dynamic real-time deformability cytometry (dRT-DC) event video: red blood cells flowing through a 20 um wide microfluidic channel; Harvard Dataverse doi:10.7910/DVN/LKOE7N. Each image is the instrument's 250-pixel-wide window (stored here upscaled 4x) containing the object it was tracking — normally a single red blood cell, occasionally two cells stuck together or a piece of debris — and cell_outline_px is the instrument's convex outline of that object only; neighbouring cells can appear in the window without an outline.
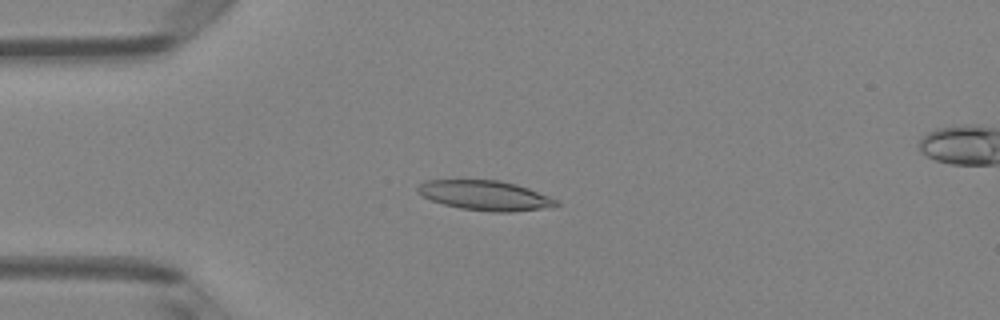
{"species": "Egyptian fruit bat (a non-hibernating species)", "species_latin": "Rousettus aegyptiacus", "temperature_condition": "room temperature", "stored_images_in_passage": 50, "camera_frame_rate_fps": 3000, "um_per_image_px": 0.085, "animal": {"sex": "female"}, "frame": {"image": 1, "passage_image": 13, "time_ms": 4.0, "image_size_px": [1000, 320], "cell_outline_px": [[560, 204], [556, 208], [512, 212], [492, 212], [460, 208], [444, 204], [432, 200], [416, 192], [416, 188], [424, 180], [500, 180], [516, 184], [528, 188], [560, 200]], "centroid_in_image_um": [41.32, 16.62], "position_along_channel_um": 43.7, "area_um2": 24.39}}
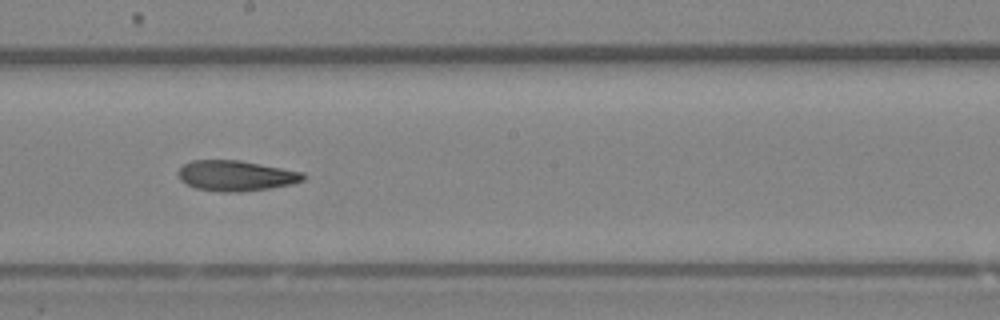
{"frame": {"image": 2, "passage_image": 28, "time_ms": 9.0, "image_size_px": [1000, 320], "cell_outline_px": [[304, 180], [292, 184], [268, 188], [240, 192], [224, 192], [196, 188], [180, 180], [176, 172], [184, 164], [192, 160], [240, 160], [304, 172]], "centroid_in_image_um": [20.04, 14.93], "position_along_channel_um": 228.2, "area_um2": 22.14}}
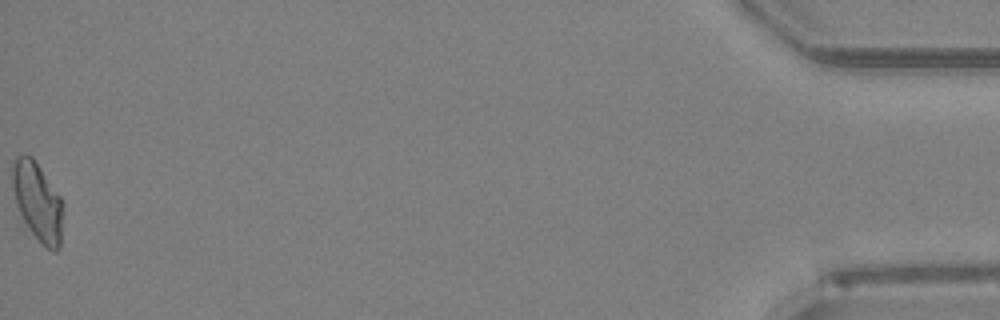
{"frame": {"image": 3, "passage_image": 50, "time_ms": 16.333, "image_size_px": [1000, 320], "cell_outline_px": [[64, 204], [60, 248], [56, 252], [52, 252], [24, 228], [20, 224], [12, 184], [12, 160], [16, 156], [32, 156], [60, 196]], "centroid_in_image_um": [3.18, 17.21], "position_along_channel_um": 432.0, "area_um2": 23.93}}